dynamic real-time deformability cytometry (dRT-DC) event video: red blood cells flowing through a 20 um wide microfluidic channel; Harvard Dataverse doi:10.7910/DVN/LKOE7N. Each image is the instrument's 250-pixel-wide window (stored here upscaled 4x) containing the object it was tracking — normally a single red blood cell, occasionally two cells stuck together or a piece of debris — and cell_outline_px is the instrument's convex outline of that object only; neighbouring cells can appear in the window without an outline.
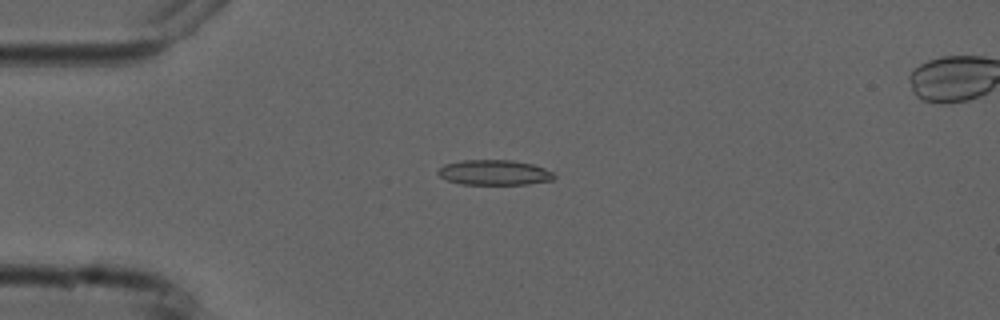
{"species": "common noctule bat (a hibernating species)", "species_latin": "Nyctalus noctula", "temperature_condition": "cold", "stored_images_in_passage": 11, "camera_frame_rate_fps": 3000, "um_per_image_px": 0.085, "animal": {"sex": "male", "forearm_length_mm": 52.5}, "frame": {"image": 1, "passage_image": 4, "time_ms": 4.333, "image_size_px": [1000, 320], "cell_outline_px": [[556, 176], [552, 180], [528, 184], [460, 184], [448, 180], [440, 176], [436, 172], [444, 164], [460, 160], [512, 160], [532, 164], [544, 168], [552, 172]], "centroid_in_image_um": [42.0, 14.66], "position_along_channel_um": 43.0, "area_um2": 16.99}}
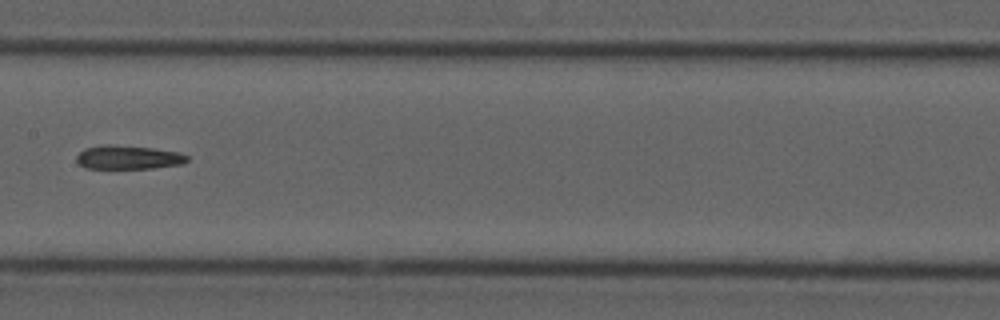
{"frame": {"image": 2, "passage_image": 8, "time_ms": 9.0, "image_size_px": [1000, 320], "cell_outline_px": [[188, 160], [184, 164], [152, 168], [84, 168], [76, 160], [76, 156], [84, 148], [100, 144], [112, 144], [152, 148], [180, 152], [188, 156]], "centroid_in_image_um": [10.9, 13.36], "position_along_channel_um": 196.5, "area_um2": 15.49}}
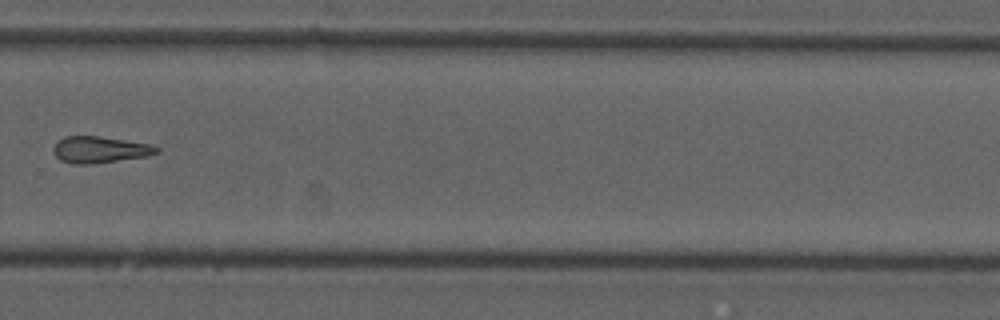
{"frame": {"image": 3, "passage_image": 11, "time_ms": 12.333, "image_size_px": [1000, 320], "cell_outline_px": [[160, 152], [148, 156], [88, 164], [72, 164], [60, 160], [52, 152], [52, 148], [56, 140], [64, 136], [100, 136], [152, 144], [160, 148]], "centroid_in_image_um": [8.46, 12.71], "position_along_channel_um": 321.3, "area_um2": 16.18}}